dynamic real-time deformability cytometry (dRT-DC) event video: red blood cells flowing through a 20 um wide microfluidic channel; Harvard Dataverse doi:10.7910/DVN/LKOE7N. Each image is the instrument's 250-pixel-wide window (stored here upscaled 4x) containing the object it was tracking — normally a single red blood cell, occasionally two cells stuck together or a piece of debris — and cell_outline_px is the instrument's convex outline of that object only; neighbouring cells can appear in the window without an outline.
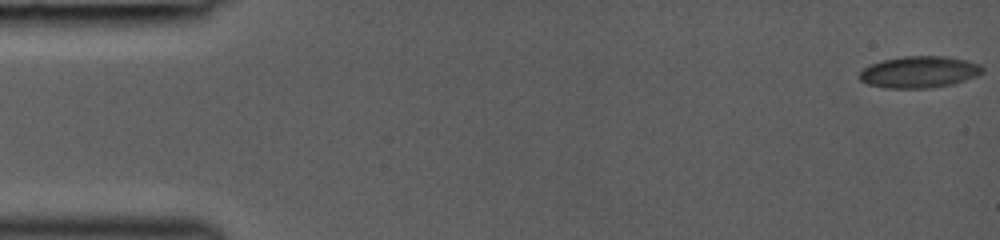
{"species": "common noctule bat (a hibernating species)", "species_latin": "Nyctalus noctula", "temperature_condition": "room temperature", "stored_images_in_passage": 44, "camera_frame_rate_fps": 3000, "um_per_image_px": 0.085, "animal": {"sex": "female", "body_mass_g": 19.0, "forearm_length_mm": 53.3}, "frame": {"image": 1, "passage_image": 1, "time_ms": 0.0, "image_size_px": [1000, 240], "cell_outline_px": [[984, 72], [976, 76], [952, 84], [928, 88], [884, 88], [868, 84], [860, 80], [860, 72], [868, 64], [884, 60], [904, 56], [944, 56], [964, 60], [980, 64], [984, 68]], "centroid_in_image_um": [78.13, 6.12], "position_along_channel_um": 6.9, "area_um2": 22.6}}
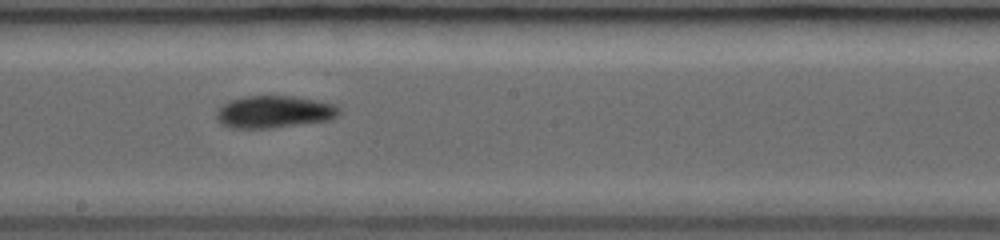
{"frame": {"image": 2, "passage_image": 26, "time_ms": 8.333, "image_size_px": [1000, 240], "cell_outline_px": [[340, 116], [332, 120], [272, 128], [228, 128], [220, 124], [216, 120], [216, 112], [224, 104], [232, 100], [244, 96], [296, 96], [336, 104], [340, 108]], "centroid_in_image_um": [23.34, 9.52], "position_along_channel_um": 224.9, "area_um2": 23.41}}
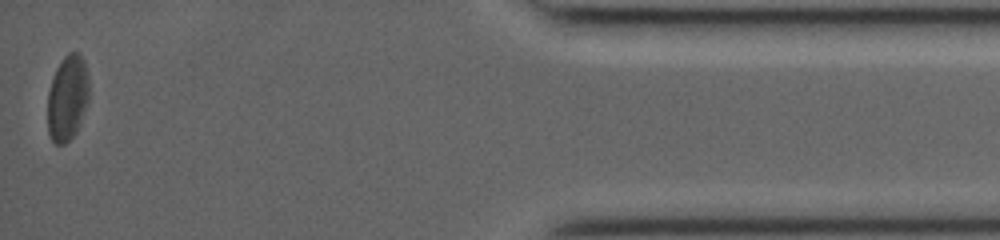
{"frame": {"image": 3, "passage_image": 44, "time_ms": 14.333, "image_size_px": [1000, 240], "cell_outline_px": [[88, 100], [80, 124], [76, 132], [64, 144], [56, 144], [52, 140], [48, 132], [48, 92], [52, 76], [56, 68], [64, 56], [68, 52], [80, 52], [84, 60], [88, 80]], "centroid_in_image_um": [5.73, 8.3], "position_along_channel_um": 429.5, "area_um2": 20.69}}